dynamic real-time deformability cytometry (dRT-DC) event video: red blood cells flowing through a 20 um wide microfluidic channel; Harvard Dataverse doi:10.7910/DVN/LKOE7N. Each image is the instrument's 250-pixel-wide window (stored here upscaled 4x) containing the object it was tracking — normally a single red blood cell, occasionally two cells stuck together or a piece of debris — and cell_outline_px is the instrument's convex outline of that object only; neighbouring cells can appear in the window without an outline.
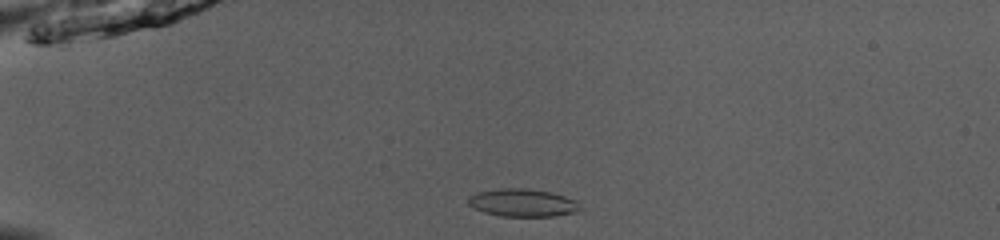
{"species": "common noctule bat (a hibernating species)", "species_latin": "Nyctalus noctula", "temperature_condition": "room temperature", "stored_images_in_passage": 39, "camera_frame_rate_fps": 3000, "um_per_image_px": 0.085, "animal": {"sex": "male", "body_mass_g": 13.0, "forearm_length_mm": 53.1}, "frame": {"image": 1, "passage_image": 1, "time_ms": 0.0, "image_size_px": [1000, 240], "cell_outline_px": [[580, 212], [552, 216], [500, 216], [484, 212], [468, 204], [468, 196], [480, 192], [500, 188], [524, 188], [552, 192], [576, 200], [580, 208]], "centroid_in_image_um": [44.45, 17.23], "position_along_channel_um": 40.5, "area_um2": 18.03}}
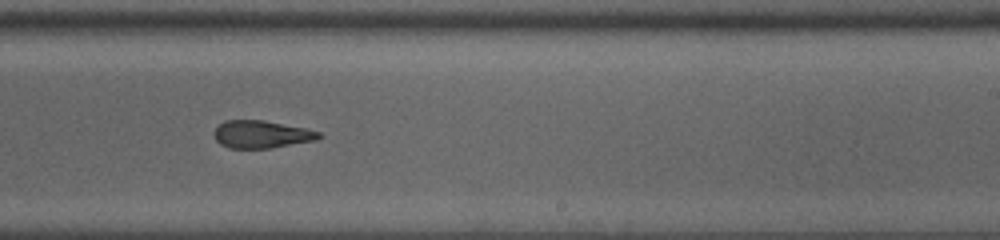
{"frame": {"image": 2, "passage_image": 21, "time_ms": 6.667, "image_size_px": [1000, 240], "cell_outline_px": [[324, 136], [316, 140], [272, 148], [228, 148], [220, 144], [216, 140], [216, 128], [224, 120], [264, 120], [304, 128], [320, 132]], "centroid_in_image_um": [22.26, 11.42], "position_along_channel_um": 266.7, "area_um2": 16.76}}
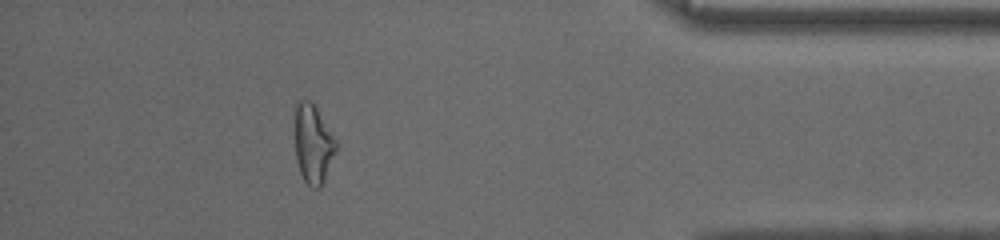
{"frame": {"image": 3, "passage_image": 34, "time_ms": 11.0, "image_size_px": [1000, 240], "cell_outline_px": [[336, 152], [324, 180], [320, 188], [312, 188], [304, 180], [300, 172], [296, 160], [296, 100], [308, 100], [316, 108], [336, 140]], "centroid_in_image_um": [26.62, 12.27], "position_along_channel_um": 408.6, "area_um2": 18.5}, "authors_computed_cell_mechanics": {"area_um2": 18.3226, "velocity_mm_per_s": 4.0155, "shape_relaxation_time_tau1_ms": 5.412, "shape_relaxation_time_tau2_ms": 1.9133, "deformation_change_tau1": 0.1582, "deformation_change_tau2": 0.0991}}